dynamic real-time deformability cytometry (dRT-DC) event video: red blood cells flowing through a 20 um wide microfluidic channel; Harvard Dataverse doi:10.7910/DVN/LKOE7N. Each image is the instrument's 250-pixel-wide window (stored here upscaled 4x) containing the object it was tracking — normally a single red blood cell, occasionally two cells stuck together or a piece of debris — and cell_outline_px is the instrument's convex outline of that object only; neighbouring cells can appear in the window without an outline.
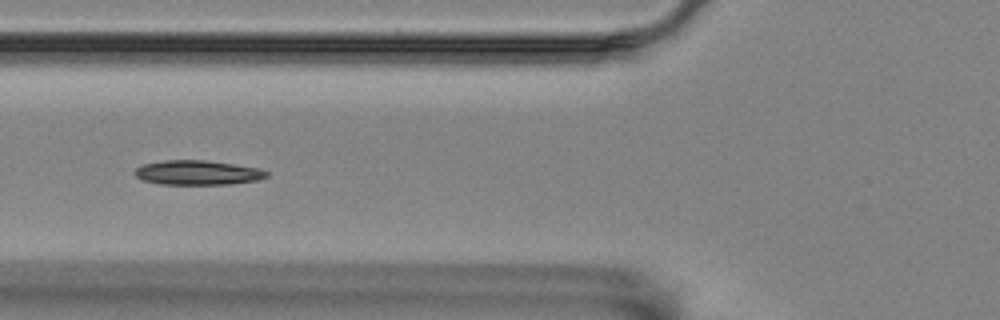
{"species": "Egyptian fruit bat (a non-hibernating species)", "species_latin": "Rousettus aegyptiacus", "temperature_condition": "room temperature", "stored_images_in_passage": 36, "camera_frame_rate_fps": 3000, "um_per_image_px": 0.085, "animal": {"sex": "female"}, "frame": {"image": 1, "passage_image": 10, "time_ms": 3.0, "image_size_px": [1000, 320], "cell_outline_px": [[268, 176], [256, 180], [232, 184], [160, 184], [140, 180], [136, 176], [136, 168], [144, 164], [164, 160], [204, 160], [260, 168], [268, 172]], "centroid_in_image_um": [16.79, 14.68], "position_along_channel_um": 109.0, "area_um2": 18.73}}
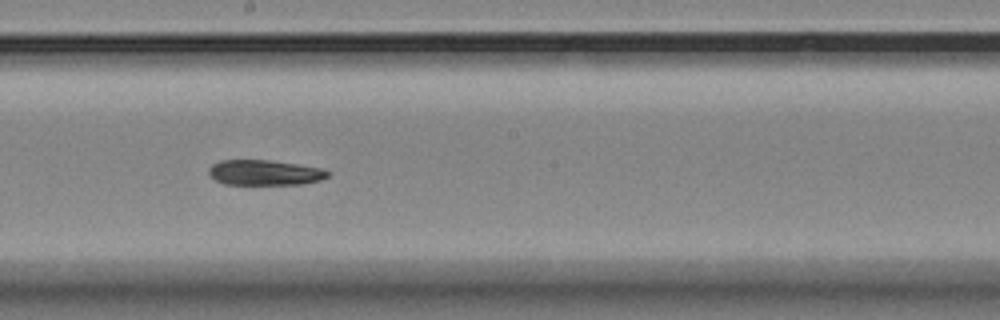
{"frame": {"image": 2, "passage_image": 20, "time_ms": 6.333, "image_size_px": [1000, 320], "cell_outline_px": [[332, 172], [328, 176], [320, 180], [304, 184], [224, 184], [216, 180], [208, 172], [208, 168], [212, 164], [220, 160], [268, 160], [296, 164], [320, 168]], "centroid_in_image_um": [22.5, 14.67], "position_along_channel_um": 225.7, "area_um2": 17.46}}
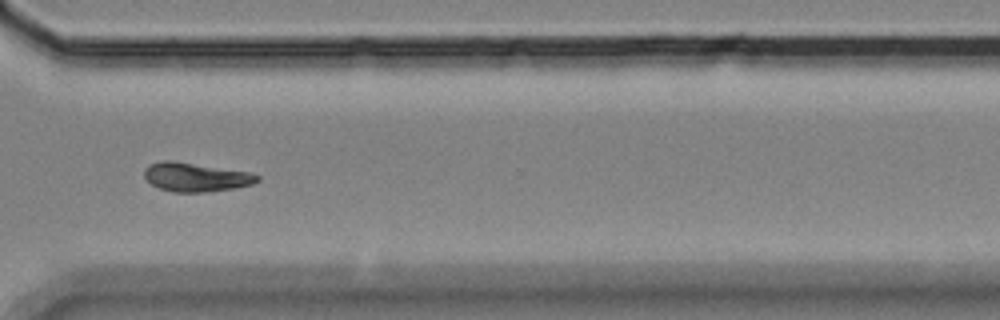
{"frame": {"image": 3, "passage_image": 31, "time_ms": 10.0, "image_size_px": [1000, 320], "cell_outline_px": [[260, 180], [252, 184], [232, 188], [204, 192], [172, 192], [160, 188], [152, 184], [144, 176], [144, 168], [148, 164], [160, 160], [172, 160], [248, 172], [260, 176]], "centroid_in_image_um": [16.59, 15.04], "position_along_channel_um": 354.0, "area_um2": 18.9}, "authors_computed_cell_mechanics": {"area_um2": 18.4671, "velocity_mm_per_s": 3.4935, "shape_relaxation_time_tau1_ms": 10.3426, "shape_relaxation_time_tau2_ms": null, "deformation_change_tau1": 0.2437, "deformation_change_tau2": null}}